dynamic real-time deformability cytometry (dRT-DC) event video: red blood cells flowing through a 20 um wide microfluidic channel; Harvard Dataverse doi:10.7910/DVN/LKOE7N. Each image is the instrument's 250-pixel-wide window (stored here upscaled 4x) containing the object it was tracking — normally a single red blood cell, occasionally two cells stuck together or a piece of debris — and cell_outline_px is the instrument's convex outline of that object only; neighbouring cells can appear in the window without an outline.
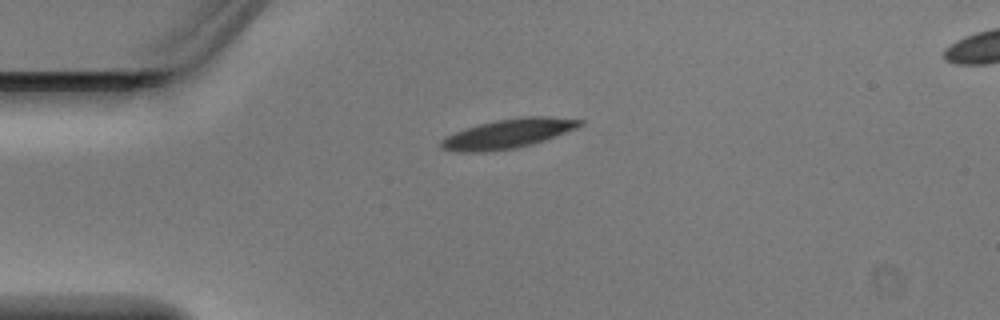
{"species": "Egyptian fruit bat (a non-hibernating species)", "species_latin": "Rousettus aegyptiacus", "temperature_condition": "warm", "stored_images_in_passage": 4, "camera_frame_rate_fps": 3000, "um_per_image_px": 0.085, "animal": {"sex": "male"}, "frame": {"image": 1, "passage_image": 1, "time_ms": 0.0, "image_size_px": [1000, 320], "cell_outline_px": [[584, 124], [576, 128], [556, 136], [532, 144], [516, 148], [484, 152], [456, 152], [440, 148], [440, 140], [444, 136], [480, 124], [496, 120], [524, 116], [548, 116], [584, 120]], "centroid_in_image_um": [43.18, 11.36], "position_along_channel_um": 41.8, "area_um2": 23.7}}
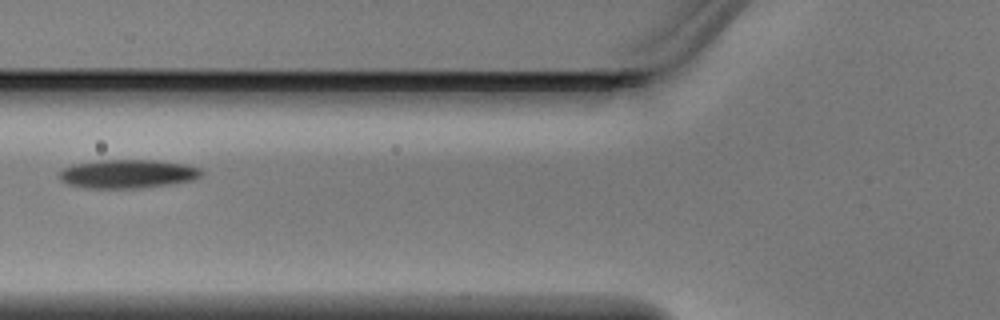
{"frame": {"image": 2, "passage_image": 3, "time_ms": 0.667, "image_size_px": [1000, 320], "cell_outline_px": [[204, 172], [196, 180], [140, 188], [88, 188], [68, 184], [60, 180], [60, 172], [64, 168], [72, 164], [100, 160], [156, 160], [184, 164], [200, 168]], "centroid_in_image_um": [10.87, 14.77], "position_along_channel_um": 114.9, "area_um2": 23.76}}
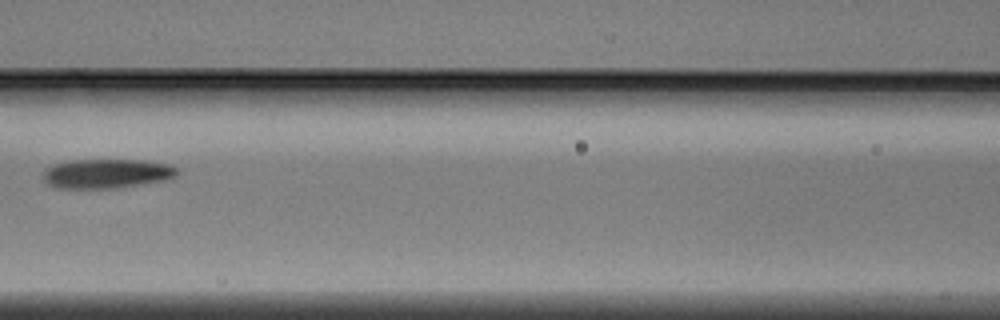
{"frame": {"image": 3, "passage_image": 4, "time_ms": 1.0, "image_size_px": [1000, 320], "cell_outline_px": [[180, 172], [176, 176], [164, 180], [140, 184], [112, 188], [56, 188], [48, 184], [44, 180], [44, 172], [52, 164], [68, 160], [144, 160], [168, 164], [176, 168]], "centroid_in_image_um": [9.06, 14.74], "position_along_channel_um": 157.5, "area_um2": 22.83}}